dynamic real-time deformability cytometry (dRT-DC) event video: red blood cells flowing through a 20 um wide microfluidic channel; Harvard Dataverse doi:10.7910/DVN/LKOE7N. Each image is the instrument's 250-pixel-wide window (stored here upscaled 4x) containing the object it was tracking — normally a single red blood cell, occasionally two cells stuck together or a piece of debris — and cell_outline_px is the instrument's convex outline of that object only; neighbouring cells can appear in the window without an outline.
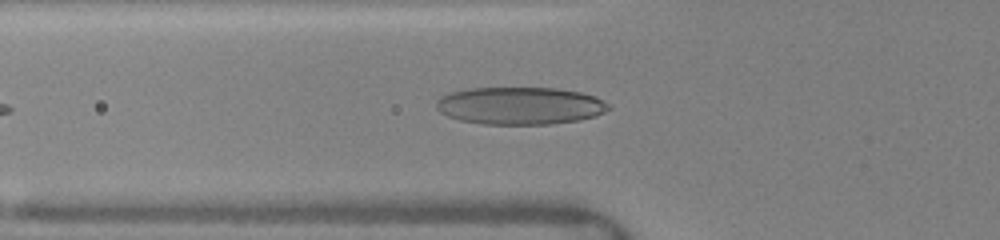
{"species": "human", "species_latin": "Homo sapiens", "temperature_condition": "warm", "stored_images_in_passage": 6, "camera_frame_rate_fps": 3000, "um_per_image_px": 0.085, "donor": {"sex": "female"}, "frame": {"image": 1, "passage_image": 3, "time_ms": 0.333, "image_size_px": [1000, 240], "cell_outline_px": [[612, 108], [596, 116], [580, 120], [548, 124], [484, 124], [460, 120], [448, 116], [440, 112], [436, 108], [436, 100], [440, 96], [452, 92], [472, 88], [556, 88], [580, 92], [596, 96], [608, 104]], "centroid_in_image_um": [44.21, 8.99], "position_along_channel_um": 81.6, "area_um2": 37.69}}